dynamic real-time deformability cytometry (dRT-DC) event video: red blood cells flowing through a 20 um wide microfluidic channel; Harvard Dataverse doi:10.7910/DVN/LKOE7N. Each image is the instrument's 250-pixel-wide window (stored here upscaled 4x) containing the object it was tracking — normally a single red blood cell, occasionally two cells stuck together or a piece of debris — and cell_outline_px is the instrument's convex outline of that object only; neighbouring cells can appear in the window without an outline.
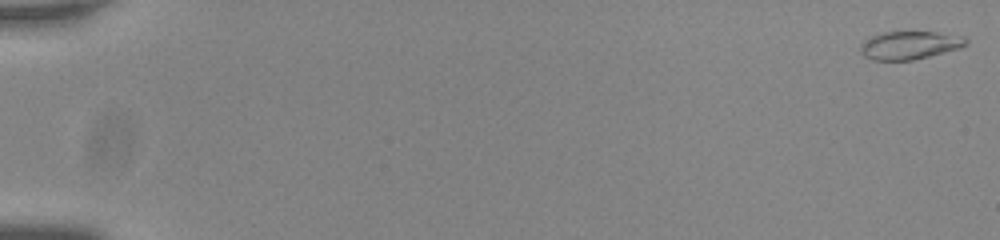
{"species": "common noctule bat (a hibernating species)", "species_latin": "Nyctalus noctula", "temperature_condition": "room temperature", "stored_images_in_passage": 57, "camera_frame_rate_fps": 3000, "um_per_image_px": 0.085, "animal": {"sex": "male", "body_mass_g": 20.0, "forearm_length_mm": 53.3}, "frame": {"image": 1, "passage_image": 1, "time_ms": 0.0, "image_size_px": [1000, 240], "cell_outline_px": [[968, 44], [960, 48], [912, 60], [872, 60], [864, 56], [860, 52], [860, 44], [864, 40], [872, 36], [884, 32], [936, 32], [964, 36], [968, 40]], "centroid_in_image_um": [77.31, 3.84], "position_along_channel_um": 7.7, "area_um2": 17.28}}
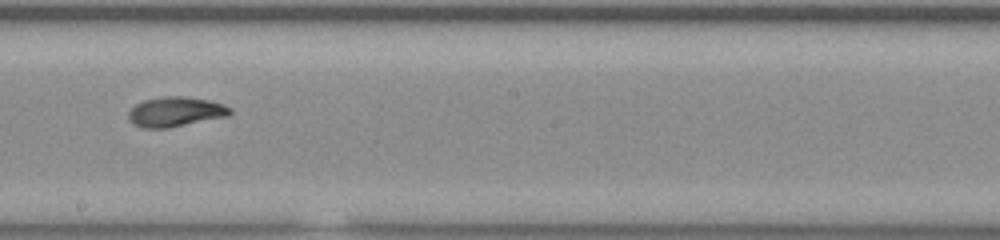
{"frame": {"image": 2, "passage_image": 34, "time_ms": 11.0, "image_size_px": [1000, 240], "cell_outline_px": [[232, 112], [228, 116], [168, 128], [140, 128], [132, 124], [128, 116], [128, 112], [136, 104], [144, 100], [164, 96], [184, 96], [208, 100], [224, 104], [232, 108]], "centroid_in_image_um": [14.91, 9.5], "position_along_channel_um": 233.3, "area_um2": 17.74}}
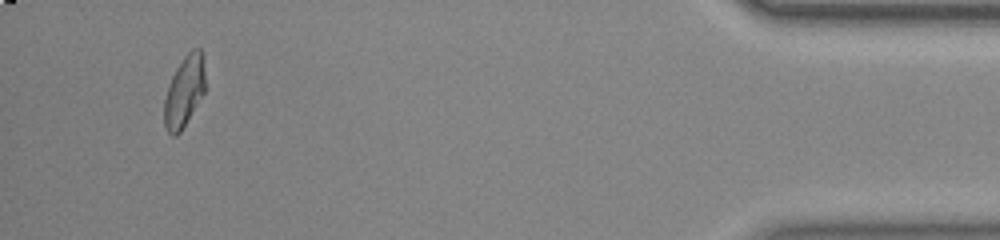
{"frame": {"image": 3, "passage_image": 54, "time_ms": 17.667, "image_size_px": [1000, 240], "cell_outline_px": [[204, 92], [180, 132], [176, 136], [172, 136], [168, 132], [164, 124], [164, 100], [172, 76], [176, 68], [184, 56], [192, 48], [200, 48], [204, 56]], "centroid_in_image_um": [15.66, 7.74], "position_along_channel_um": 419.5, "area_um2": 16.76}, "authors_computed_cell_mechanics": {"area_um2": 17.2244, "velocity_mm_per_s": 3.746, "shape_relaxation_time_tau1_ms": 3.578, "shape_relaxation_time_tau2_ms": 1.779, "deformation_change_tau1": 0.1675, "deformation_change_tau2": 0.046}}